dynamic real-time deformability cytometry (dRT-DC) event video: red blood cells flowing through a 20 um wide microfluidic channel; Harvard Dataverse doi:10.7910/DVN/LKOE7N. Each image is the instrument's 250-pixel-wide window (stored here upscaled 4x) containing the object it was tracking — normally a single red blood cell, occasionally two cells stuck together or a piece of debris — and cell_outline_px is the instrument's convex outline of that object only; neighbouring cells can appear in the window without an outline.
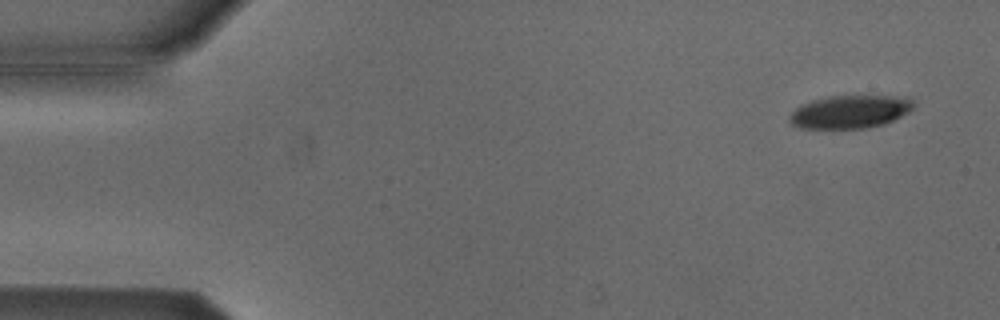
{"species": "Egyptian fruit bat (a non-hibernating species)", "species_latin": "Rousettus aegyptiacus", "temperature_condition": "cold", "stored_images_in_passage": 14, "camera_frame_rate_fps": 3000, "um_per_image_px": 0.085, "animal": {"sex": "male"}, "frame": {"image": 1, "passage_image": 3, "time_ms": 0.667, "image_size_px": [1000, 320], "cell_outline_px": [[912, 108], [908, 112], [884, 124], [864, 128], [800, 128], [792, 124], [788, 120], [788, 116], [800, 104], [812, 100], [828, 96], [908, 96], [912, 100]], "centroid_in_image_um": [72.21, 9.49], "position_along_channel_um": 12.8, "area_um2": 23.81}}